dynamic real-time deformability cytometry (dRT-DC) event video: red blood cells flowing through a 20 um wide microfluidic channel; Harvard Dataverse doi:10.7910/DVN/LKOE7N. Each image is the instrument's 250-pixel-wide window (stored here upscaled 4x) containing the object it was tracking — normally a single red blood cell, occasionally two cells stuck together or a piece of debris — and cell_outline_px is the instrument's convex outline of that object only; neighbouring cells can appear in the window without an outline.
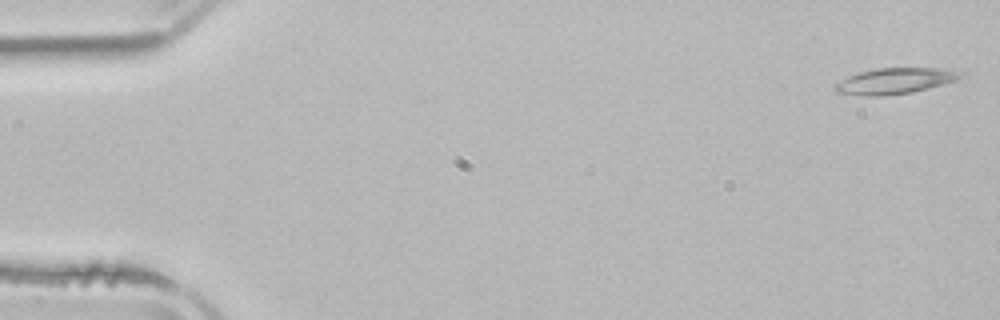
{"species": "common noctule bat (a hibernating species)", "species_latin": "Nyctalus noctula", "temperature_condition": "room temperature", "stored_images_in_passage": 5, "camera_frame_rate_fps": 3000, "um_per_image_px": 0.085, "animal": {"sex": "male", "body_mass_g": 21.5, "forearm_length_mm": 52.0}, "frame": {"image": 1, "passage_image": 1, "time_ms": 0.0, "image_size_px": [1000, 320], "cell_outline_px": [[968, 72], [944, 84], [912, 92], [884, 96], [860, 96], [836, 92], [832, 88], [832, 84], [836, 80], [860, 72], [876, 68], [944, 68]], "centroid_in_image_um": [75.98, 6.88], "position_along_channel_um": 9.0, "area_um2": 19.25}}
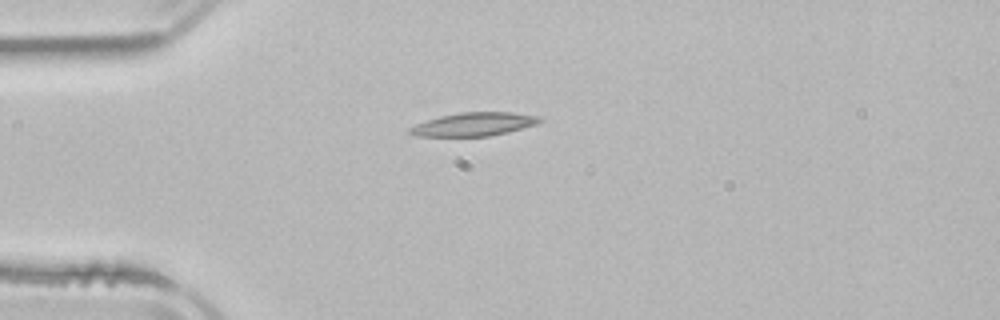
{"frame": {"image": 2, "passage_image": 4, "time_ms": 4.0, "image_size_px": [1000, 320], "cell_outline_px": [[544, 120], [536, 124], [508, 132], [488, 136], [416, 136], [408, 132], [408, 128], [416, 124], [440, 116], [460, 112], [512, 112], [540, 116]], "centroid_in_image_um": [40.3, 10.55], "position_along_channel_um": 44.7, "area_um2": 17.69}}
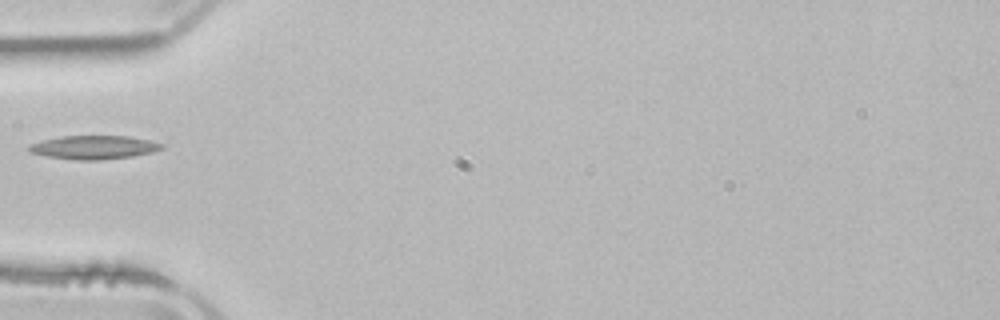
{"frame": {"image": 3, "passage_image": 5, "time_ms": 5.333, "image_size_px": [1000, 320], "cell_outline_px": [[164, 148], [152, 152], [132, 156], [100, 160], [76, 160], [48, 156], [32, 152], [24, 148], [28, 144], [44, 140], [64, 136], [128, 136], [148, 140], [164, 144]], "centroid_in_image_um": [7.97, 12.52], "position_along_channel_um": 77.0, "area_um2": 18.15}}